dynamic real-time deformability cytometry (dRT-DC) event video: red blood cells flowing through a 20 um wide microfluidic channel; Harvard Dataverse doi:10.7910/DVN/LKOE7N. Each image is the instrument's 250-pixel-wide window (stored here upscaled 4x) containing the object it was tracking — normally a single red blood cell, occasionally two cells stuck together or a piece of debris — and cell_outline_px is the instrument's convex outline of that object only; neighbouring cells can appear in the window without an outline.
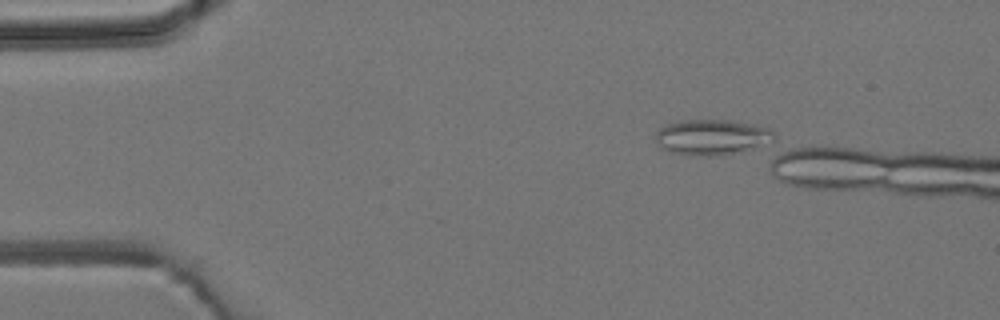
{"species": "common noctule bat (a hibernating species)", "species_latin": "Nyctalus noctula", "temperature_condition": "room temperature", "stored_images_in_passage": 3, "camera_frame_rate_fps": 3000, "um_per_image_px": 0.085, "animal": {"sex": "male", "body_mass_g": 19.2, "forearm_length_mm": 51.8}, "frame": {"image": 1, "passage_image": 1, "time_ms": 0.0, "image_size_px": [1000, 320], "cell_outline_px": [[776, 140], [732, 152], [708, 156], [700, 156], [672, 152], [660, 148], [656, 140], [656, 132], [664, 124], [680, 120], [728, 120], [756, 124], [768, 128], [776, 132]], "centroid_in_image_um": [60.48, 11.62], "position_along_channel_um": 24.5, "area_um2": 24.22}}